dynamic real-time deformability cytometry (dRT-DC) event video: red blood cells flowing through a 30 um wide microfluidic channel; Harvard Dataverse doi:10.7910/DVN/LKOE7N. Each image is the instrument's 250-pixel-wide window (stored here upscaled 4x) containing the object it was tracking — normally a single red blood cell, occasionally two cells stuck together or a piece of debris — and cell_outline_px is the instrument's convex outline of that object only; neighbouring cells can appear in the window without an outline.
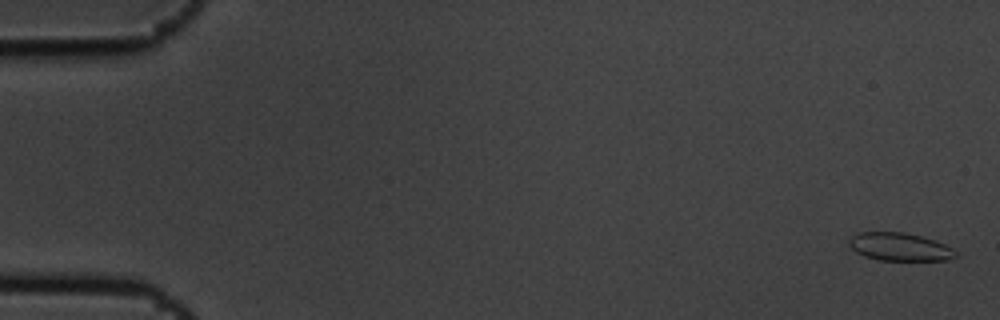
{"species": "common noctule bat (a hibernating species)", "species_latin": "Nyctalus noctula", "temperature_condition": "cold", "stored_images_in_passage": 6, "camera_frame_rate_fps": 3000, "um_per_image_px": 0.085, "animal": {"sex": "male", "body_mass_g": 19.5, "forearm_length_mm": 54.6}, "frame": {"image": 1, "passage_image": 1, "time_ms": 0.0, "image_size_px": [1000, 320], "cell_outline_px": [[956, 256], [948, 260], [880, 260], [864, 256], [856, 252], [848, 244], [848, 240], [852, 236], [860, 232], [904, 232], [920, 236], [944, 244], [952, 248], [956, 252]], "centroid_in_image_um": [76.44, 20.98], "position_along_channel_um": 8.6, "area_um2": 17.22}}
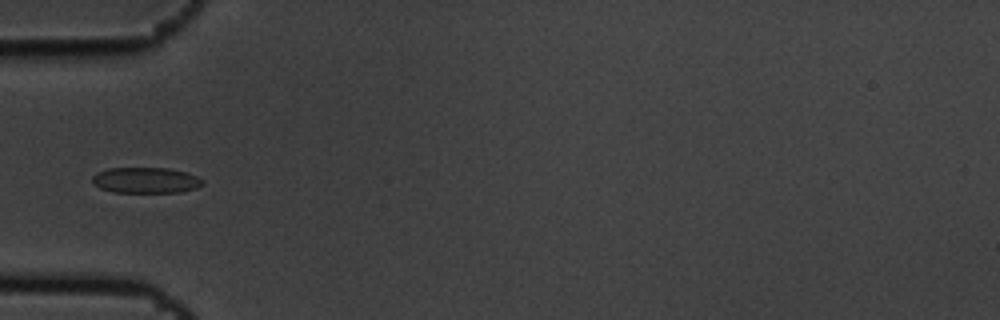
{"frame": {"image": 2, "passage_image": 6, "time_ms": 1.667, "image_size_px": [1000, 320], "cell_outline_px": [[204, 184], [196, 188], [180, 192], [112, 192], [100, 188], [92, 184], [92, 176], [96, 172], [108, 168], [168, 168], [188, 172], [204, 180]], "centroid_in_image_um": [12.38, 15.32], "position_along_channel_um": 72.6, "area_um2": 16.76}}